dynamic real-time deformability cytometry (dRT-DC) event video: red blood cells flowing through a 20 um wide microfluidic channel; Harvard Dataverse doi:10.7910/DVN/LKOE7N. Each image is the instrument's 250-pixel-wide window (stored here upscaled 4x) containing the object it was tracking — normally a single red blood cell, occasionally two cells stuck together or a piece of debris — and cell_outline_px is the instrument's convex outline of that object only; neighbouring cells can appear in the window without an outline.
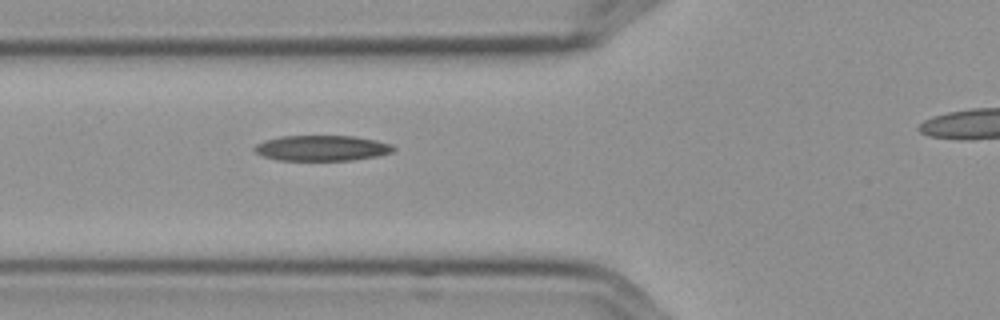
{"species": "Egyptian fruit bat (a non-hibernating species)", "species_latin": "Rousettus aegyptiacus", "temperature_condition": "cold", "stored_images_in_passage": 3, "segment_of_instrument_passage": [1, 2], "camera_frame_rate_fps": 3000, "um_per_image_px": 0.085, "frame": {"image": 1, "passage_image": 2, "time_ms": 0.333, "image_size_px": [1000, 320], "cell_outline_px": [[396, 148], [392, 152], [376, 156], [352, 160], [276, 160], [264, 156], [256, 152], [252, 148], [256, 144], [264, 140], [280, 136], [352, 136], [376, 140], [392, 144]], "centroid_in_image_um": [27.34, 12.58], "position_along_channel_um": 98.5, "area_um2": 20.63}}